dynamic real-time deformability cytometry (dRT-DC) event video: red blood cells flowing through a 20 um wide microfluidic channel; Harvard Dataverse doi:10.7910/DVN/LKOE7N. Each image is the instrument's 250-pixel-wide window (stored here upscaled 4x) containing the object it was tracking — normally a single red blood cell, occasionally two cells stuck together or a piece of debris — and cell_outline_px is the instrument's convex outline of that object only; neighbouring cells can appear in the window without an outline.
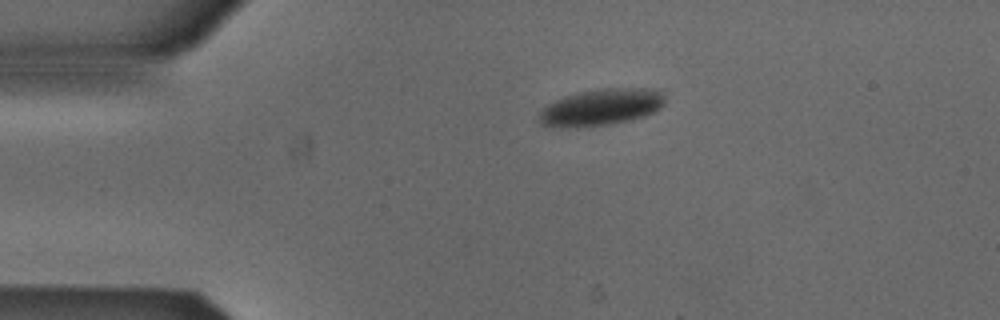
{"species": "Egyptian fruit bat (a non-hibernating species)", "species_latin": "Rousettus aegyptiacus", "temperature_condition": "cold", "stored_images_in_passage": 3, "camera_frame_rate_fps": 3000, "um_per_image_px": 0.085, "animal": {"sex": "male"}, "frame": {"image": 1, "passage_image": 2, "time_ms": 0.333, "image_size_px": [1000, 320], "cell_outline_px": [[664, 104], [656, 112], [644, 116], [628, 120], [608, 124], [576, 128], [552, 128], [540, 124], [536, 120], [540, 108], [564, 96], [576, 92], [596, 88], [660, 88], [664, 92]], "centroid_in_image_um": [51.05, 9.11], "position_along_channel_um": 33.9, "area_um2": 27.74}}